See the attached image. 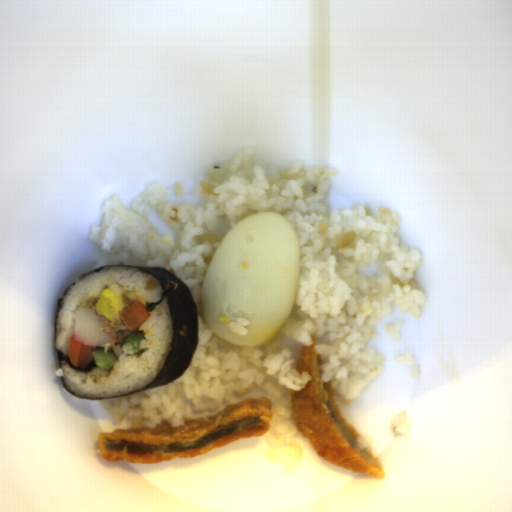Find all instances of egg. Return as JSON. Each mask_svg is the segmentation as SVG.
<instances>
[{"label":"egg","mask_w":512,"mask_h":512,"mask_svg":"<svg viewBox=\"0 0 512 512\" xmlns=\"http://www.w3.org/2000/svg\"><path fill=\"white\" fill-rule=\"evenodd\" d=\"M297 238L280 213H253L217 245L201 287L210 330L240 345H263L284 328L295 303Z\"/></svg>","instance_id":"egg-1"},{"label":"egg","mask_w":512,"mask_h":512,"mask_svg":"<svg viewBox=\"0 0 512 512\" xmlns=\"http://www.w3.org/2000/svg\"><path fill=\"white\" fill-rule=\"evenodd\" d=\"M125 308L123 295H117L110 287L102 289L98 299L95 302V310L98 316H104L106 320L114 322L121 316V311Z\"/></svg>","instance_id":"egg-2"}]
</instances>
